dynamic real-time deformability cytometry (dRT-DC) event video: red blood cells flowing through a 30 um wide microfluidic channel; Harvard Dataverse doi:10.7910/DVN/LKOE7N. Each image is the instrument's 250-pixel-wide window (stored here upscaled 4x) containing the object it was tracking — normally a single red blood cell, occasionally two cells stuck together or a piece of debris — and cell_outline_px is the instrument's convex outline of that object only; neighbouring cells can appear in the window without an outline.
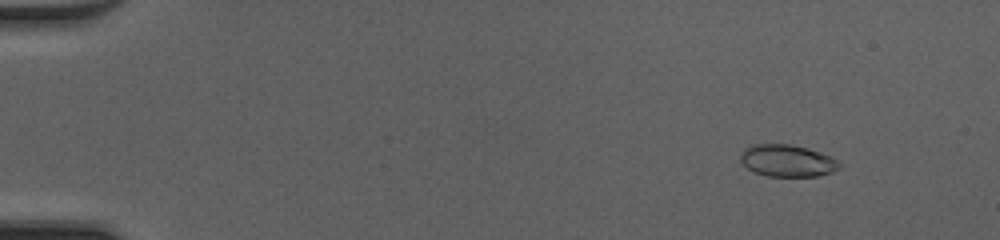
{"species": "common noctule bat (a hibernating species)", "species_latin": "Nyctalus noctula", "temperature_condition": "cold", "stored_images_in_passage": 51, "camera_frame_rate_fps": 3000, "um_per_image_px": 0.085, "animal": {"sex": "female", "body_mass_g": 20.0, "forearm_length_mm": 54.0}, "frame": {"image": 1, "passage_image": 6, "time_ms": 1.667, "image_size_px": [1000, 240], "cell_outline_px": [[840, 168], [832, 172], [820, 176], [768, 176], [756, 172], [748, 168], [740, 160], [740, 156], [744, 148], [752, 144], [792, 144], [828, 156], [836, 160], [840, 164]], "centroid_in_image_um": [66.89, 13.66], "position_along_channel_um": 18.1, "area_um2": 18.15}}
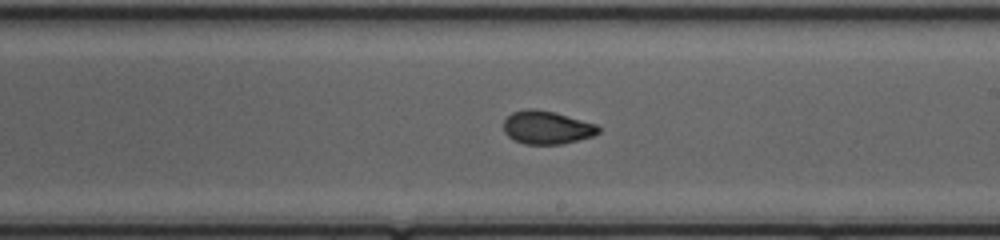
{"frame": {"image": 2, "passage_image": 31, "time_ms": 10.0, "image_size_px": [1000, 240], "cell_outline_px": [[600, 132], [592, 136], [560, 144], [524, 144], [508, 136], [504, 132], [504, 120], [512, 112], [524, 108], [532, 108], [556, 112], [596, 124], [600, 128]], "centroid_in_image_um": [46.46, 10.82], "position_along_channel_um": 242.5, "area_um2": 18.32}}
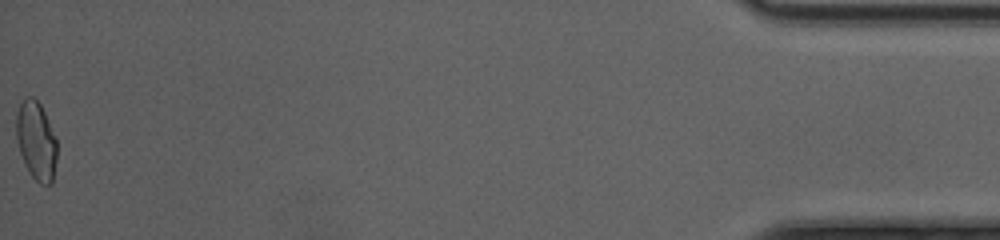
{"frame": {"image": 3, "passage_image": 51, "time_ms": 16.667, "image_size_px": [1000, 240], "cell_outline_px": [[56, 160], [52, 184], [40, 184], [28, 172], [20, 152], [16, 136], [16, 112], [24, 96], [32, 96], [40, 104], [56, 136]], "centroid_in_image_um": [3.07, 11.94], "position_along_channel_um": 432.1, "area_um2": 18.67}, "authors_computed_cell_mechanics": {"area_um2": 18.5538, "velocity_mm_per_s": 4.214, "shape_relaxation_time_tau1_ms": 5.4437, "shape_relaxation_time_tau2_ms": 0.9708, "deformation_change_tau1": 0.1599, "deformation_change_tau2": 0.0491}}